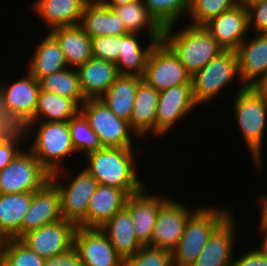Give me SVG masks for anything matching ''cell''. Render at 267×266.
<instances>
[{
	"mask_svg": "<svg viewBox=\"0 0 267 266\" xmlns=\"http://www.w3.org/2000/svg\"><path fill=\"white\" fill-rule=\"evenodd\" d=\"M133 148L103 147L85 156V169L99 185L124 190L128 195L141 191L145 185L137 176L138 163Z\"/></svg>",
	"mask_w": 267,
	"mask_h": 266,
	"instance_id": "6da1fadb",
	"label": "cell"
},
{
	"mask_svg": "<svg viewBox=\"0 0 267 266\" xmlns=\"http://www.w3.org/2000/svg\"><path fill=\"white\" fill-rule=\"evenodd\" d=\"M232 108L242 139L248 146L254 166L262 171V146L267 123V95L256 87L240 86ZM259 167V168H258Z\"/></svg>",
	"mask_w": 267,
	"mask_h": 266,
	"instance_id": "7a4b0ae2",
	"label": "cell"
},
{
	"mask_svg": "<svg viewBox=\"0 0 267 266\" xmlns=\"http://www.w3.org/2000/svg\"><path fill=\"white\" fill-rule=\"evenodd\" d=\"M175 26L176 24L163 28L162 41L178 57L191 76L224 51L204 26L188 24L174 33Z\"/></svg>",
	"mask_w": 267,
	"mask_h": 266,
	"instance_id": "3957f363",
	"label": "cell"
},
{
	"mask_svg": "<svg viewBox=\"0 0 267 266\" xmlns=\"http://www.w3.org/2000/svg\"><path fill=\"white\" fill-rule=\"evenodd\" d=\"M231 215L225 208L200 206L187 220L172 251L173 266H192L214 231Z\"/></svg>",
	"mask_w": 267,
	"mask_h": 266,
	"instance_id": "277c9868",
	"label": "cell"
},
{
	"mask_svg": "<svg viewBox=\"0 0 267 266\" xmlns=\"http://www.w3.org/2000/svg\"><path fill=\"white\" fill-rule=\"evenodd\" d=\"M33 126L38 128L35 129ZM32 129L36 130V133ZM30 131L34 132L36 137L28 149L39 160L41 165L50 174L64 169L62 165L64 159H68V157L76 153L71 142L69 123L31 121L29 122L28 138L31 137Z\"/></svg>",
	"mask_w": 267,
	"mask_h": 266,
	"instance_id": "5b68a950",
	"label": "cell"
},
{
	"mask_svg": "<svg viewBox=\"0 0 267 266\" xmlns=\"http://www.w3.org/2000/svg\"><path fill=\"white\" fill-rule=\"evenodd\" d=\"M235 78H239L242 84L236 51L224 50L191 76L195 103L198 106L209 103L229 87Z\"/></svg>",
	"mask_w": 267,
	"mask_h": 266,
	"instance_id": "8992f818",
	"label": "cell"
},
{
	"mask_svg": "<svg viewBox=\"0 0 267 266\" xmlns=\"http://www.w3.org/2000/svg\"><path fill=\"white\" fill-rule=\"evenodd\" d=\"M62 169L50 175V181L60 194L61 214L64 220L86 228V214L91 196L98 187L97 180L84 168L70 181L63 183L62 177L68 174Z\"/></svg>",
	"mask_w": 267,
	"mask_h": 266,
	"instance_id": "52a82bcc",
	"label": "cell"
},
{
	"mask_svg": "<svg viewBox=\"0 0 267 266\" xmlns=\"http://www.w3.org/2000/svg\"><path fill=\"white\" fill-rule=\"evenodd\" d=\"M80 112L98 135L102 147L133 148L134 138L139 139L129 122L117 117L99 98L87 99Z\"/></svg>",
	"mask_w": 267,
	"mask_h": 266,
	"instance_id": "ba28073f",
	"label": "cell"
},
{
	"mask_svg": "<svg viewBox=\"0 0 267 266\" xmlns=\"http://www.w3.org/2000/svg\"><path fill=\"white\" fill-rule=\"evenodd\" d=\"M50 175L27 148L0 171V194L35 192L50 180Z\"/></svg>",
	"mask_w": 267,
	"mask_h": 266,
	"instance_id": "9c48e42d",
	"label": "cell"
},
{
	"mask_svg": "<svg viewBox=\"0 0 267 266\" xmlns=\"http://www.w3.org/2000/svg\"><path fill=\"white\" fill-rule=\"evenodd\" d=\"M143 80L158 92L179 85H192L191 75L163 41L157 42L150 51Z\"/></svg>",
	"mask_w": 267,
	"mask_h": 266,
	"instance_id": "30bf717a",
	"label": "cell"
},
{
	"mask_svg": "<svg viewBox=\"0 0 267 266\" xmlns=\"http://www.w3.org/2000/svg\"><path fill=\"white\" fill-rule=\"evenodd\" d=\"M76 228L74 223L61 219L28 231L19 240L38 256L50 259L74 245Z\"/></svg>",
	"mask_w": 267,
	"mask_h": 266,
	"instance_id": "8fae6325",
	"label": "cell"
},
{
	"mask_svg": "<svg viewBox=\"0 0 267 266\" xmlns=\"http://www.w3.org/2000/svg\"><path fill=\"white\" fill-rule=\"evenodd\" d=\"M188 208L169 198L159 209L150 246L173 251L180 241L188 218L198 209Z\"/></svg>",
	"mask_w": 267,
	"mask_h": 266,
	"instance_id": "7c38bea8",
	"label": "cell"
},
{
	"mask_svg": "<svg viewBox=\"0 0 267 266\" xmlns=\"http://www.w3.org/2000/svg\"><path fill=\"white\" fill-rule=\"evenodd\" d=\"M198 105L193 98L192 85H179L159 92L155 119V135L164 136L174 124L194 110ZM164 134V135H163Z\"/></svg>",
	"mask_w": 267,
	"mask_h": 266,
	"instance_id": "4fadbf2b",
	"label": "cell"
},
{
	"mask_svg": "<svg viewBox=\"0 0 267 266\" xmlns=\"http://www.w3.org/2000/svg\"><path fill=\"white\" fill-rule=\"evenodd\" d=\"M74 246L83 266H123V258L115 251L101 228L77 226Z\"/></svg>",
	"mask_w": 267,
	"mask_h": 266,
	"instance_id": "5bb4252c",
	"label": "cell"
},
{
	"mask_svg": "<svg viewBox=\"0 0 267 266\" xmlns=\"http://www.w3.org/2000/svg\"><path fill=\"white\" fill-rule=\"evenodd\" d=\"M168 199L165 195L149 194L145 187L129 195L125 209L130 213L135 235L143 246H150L159 209Z\"/></svg>",
	"mask_w": 267,
	"mask_h": 266,
	"instance_id": "9a60e30c",
	"label": "cell"
},
{
	"mask_svg": "<svg viewBox=\"0 0 267 266\" xmlns=\"http://www.w3.org/2000/svg\"><path fill=\"white\" fill-rule=\"evenodd\" d=\"M255 35L253 39L246 38L235 50L245 87H257L267 74V33Z\"/></svg>",
	"mask_w": 267,
	"mask_h": 266,
	"instance_id": "2e32d148",
	"label": "cell"
},
{
	"mask_svg": "<svg viewBox=\"0 0 267 266\" xmlns=\"http://www.w3.org/2000/svg\"><path fill=\"white\" fill-rule=\"evenodd\" d=\"M204 27L224 50H236L248 35L247 8L239 3L210 20Z\"/></svg>",
	"mask_w": 267,
	"mask_h": 266,
	"instance_id": "e0dca14e",
	"label": "cell"
},
{
	"mask_svg": "<svg viewBox=\"0 0 267 266\" xmlns=\"http://www.w3.org/2000/svg\"><path fill=\"white\" fill-rule=\"evenodd\" d=\"M63 219L61 214L60 194L57 187L49 180L41 189L33 192L29 210L23 217L21 236L28 231Z\"/></svg>",
	"mask_w": 267,
	"mask_h": 266,
	"instance_id": "ac0fdd59",
	"label": "cell"
},
{
	"mask_svg": "<svg viewBox=\"0 0 267 266\" xmlns=\"http://www.w3.org/2000/svg\"><path fill=\"white\" fill-rule=\"evenodd\" d=\"M233 218L231 214L214 231L192 266H232L238 234Z\"/></svg>",
	"mask_w": 267,
	"mask_h": 266,
	"instance_id": "d6986e66",
	"label": "cell"
},
{
	"mask_svg": "<svg viewBox=\"0 0 267 266\" xmlns=\"http://www.w3.org/2000/svg\"><path fill=\"white\" fill-rule=\"evenodd\" d=\"M79 25L90 38L128 34L118 14L101 0L86 2Z\"/></svg>",
	"mask_w": 267,
	"mask_h": 266,
	"instance_id": "ffe728a7",
	"label": "cell"
},
{
	"mask_svg": "<svg viewBox=\"0 0 267 266\" xmlns=\"http://www.w3.org/2000/svg\"><path fill=\"white\" fill-rule=\"evenodd\" d=\"M129 195L121 189L98 185L91 196L86 214V228H101L125 208Z\"/></svg>",
	"mask_w": 267,
	"mask_h": 266,
	"instance_id": "44dd1931",
	"label": "cell"
},
{
	"mask_svg": "<svg viewBox=\"0 0 267 266\" xmlns=\"http://www.w3.org/2000/svg\"><path fill=\"white\" fill-rule=\"evenodd\" d=\"M76 70L86 99L100 98L119 76L116 64L94 57Z\"/></svg>",
	"mask_w": 267,
	"mask_h": 266,
	"instance_id": "7402d4cb",
	"label": "cell"
},
{
	"mask_svg": "<svg viewBox=\"0 0 267 266\" xmlns=\"http://www.w3.org/2000/svg\"><path fill=\"white\" fill-rule=\"evenodd\" d=\"M16 81V82H15ZM13 83H1L5 104L19 113L29 123L35 121V112L40 91L39 82L27 71L26 77Z\"/></svg>",
	"mask_w": 267,
	"mask_h": 266,
	"instance_id": "603a6c76",
	"label": "cell"
},
{
	"mask_svg": "<svg viewBox=\"0 0 267 266\" xmlns=\"http://www.w3.org/2000/svg\"><path fill=\"white\" fill-rule=\"evenodd\" d=\"M88 0H35L33 7L49 30L79 25Z\"/></svg>",
	"mask_w": 267,
	"mask_h": 266,
	"instance_id": "cb8c5ba5",
	"label": "cell"
},
{
	"mask_svg": "<svg viewBox=\"0 0 267 266\" xmlns=\"http://www.w3.org/2000/svg\"><path fill=\"white\" fill-rule=\"evenodd\" d=\"M159 92L142 80L137 87L134 107L129 125L137 137H145L151 132L155 136V119Z\"/></svg>",
	"mask_w": 267,
	"mask_h": 266,
	"instance_id": "d4e9b609",
	"label": "cell"
},
{
	"mask_svg": "<svg viewBox=\"0 0 267 266\" xmlns=\"http://www.w3.org/2000/svg\"><path fill=\"white\" fill-rule=\"evenodd\" d=\"M49 33L58 42L70 68H77L93 57L91 38L80 25L58 27Z\"/></svg>",
	"mask_w": 267,
	"mask_h": 266,
	"instance_id": "484cf974",
	"label": "cell"
},
{
	"mask_svg": "<svg viewBox=\"0 0 267 266\" xmlns=\"http://www.w3.org/2000/svg\"><path fill=\"white\" fill-rule=\"evenodd\" d=\"M32 197L33 192L0 194V235L5 240L21 237L22 220Z\"/></svg>",
	"mask_w": 267,
	"mask_h": 266,
	"instance_id": "4316f807",
	"label": "cell"
},
{
	"mask_svg": "<svg viewBox=\"0 0 267 266\" xmlns=\"http://www.w3.org/2000/svg\"><path fill=\"white\" fill-rule=\"evenodd\" d=\"M143 77L119 75L108 90L99 98L120 119L130 121L138 84Z\"/></svg>",
	"mask_w": 267,
	"mask_h": 266,
	"instance_id": "83f0119b",
	"label": "cell"
},
{
	"mask_svg": "<svg viewBox=\"0 0 267 266\" xmlns=\"http://www.w3.org/2000/svg\"><path fill=\"white\" fill-rule=\"evenodd\" d=\"M140 35L126 34L121 35V52L116 62L119 75L144 76L146 63L150 51L157 42L162 39H149L148 45L143 47L139 41Z\"/></svg>",
	"mask_w": 267,
	"mask_h": 266,
	"instance_id": "f1b7e54d",
	"label": "cell"
},
{
	"mask_svg": "<svg viewBox=\"0 0 267 266\" xmlns=\"http://www.w3.org/2000/svg\"><path fill=\"white\" fill-rule=\"evenodd\" d=\"M101 230L123 259L134 255L143 246L135 235L130 213L125 208L117 212Z\"/></svg>",
	"mask_w": 267,
	"mask_h": 266,
	"instance_id": "f546056e",
	"label": "cell"
},
{
	"mask_svg": "<svg viewBox=\"0 0 267 266\" xmlns=\"http://www.w3.org/2000/svg\"><path fill=\"white\" fill-rule=\"evenodd\" d=\"M47 34L37 44L27 70L37 81L69 67L58 42L49 32Z\"/></svg>",
	"mask_w": 267,
	"mask_h": 266,
	"instance_id": "4dcf8cb0",
	"label": "cell"
},
{
	"mask_svg": "<svg viewBox=\"0 0 267 266\" xmlns=\"http://www.w3.org/2000/svg\"><path fill=\"white\" fill-rule=\"evenodd\" d=\"M79 112L80 107L71 98L39 91L35 121L68 122Z\"/></svg>",
	"mask_w": 267,
	"mask_h": 266,
	"instance_id": "1f68e13d",
	"label": "cell"
},
{
	"mask_svg": "<svg viewBox=\"0 0 267 266\" xmlns=\"http://www.w3.org/2000/svg\"><path fill=\"white\" fill-rule=\"evenodd\" d=\"M112 9L121 18L127 33L139 35L147 28L149 39H162L163 29L149 15L142 0L114 6Z\"/></svg>",
	"mask_w": 267,
	"mask_h": 266,
	"instance_id": "d6a6232c",
	"label": "cell"
},
{
	"mask_svg": "<svg viewBox=\"0 0 267 266\" xmlns=\"http://www.w3.org/2000/svg\"><path fill=\"white\" fill-rule=\"evenodd\" d=\"M38 82L40 90L71 98L79 107L87 100L82 94L76 68L68 67L45 76Z\"/></svg>",
	"mask_w": 267,
	"mask_h": 266,
	"instance_id": "836d02e7",
	"label": "cell"
},
{
	"mask_svg": "<svg viewBox=\"0 0 267 266\" xmlns=\"http://www.w3.org/2000/svg\"><path fill=\"white\" fill-rule=\"evenodd\" d=\"M147 12L163 29L178 24L188 12V0H142Z\"/></svg>",
	"mask_w": 267,
	"mask_h": 266,
	"instance_id": "e575fe53",
	"label": "cell"
},
{
	"mask_svg": "<svg viewBox=\"0 0 267 266\" xmlns=\"http://www.w3.org/2000/svg\"><path fill=\"white\" fill-rule=\"evenodd\" d=\"M71 142L76 153H82L84 157L102 147L98 135L91 129L88 120L79 112L69 121Z\"/></svg>",
	"mask_w": 267,
	"mask_h": 266,
	"instance_id": "d590c367",
	"label": "cell"
},
{
	"mask_svg": "<svg viewBox=\"0 0 267 266\" xmlns=\"http://www.w3.org/2000/svg\"><path fill=\"white\" fill-rule=\"evenodd\" d=\"M239 0H188V12L192 19L189 24L204 26L222 12L234 8Z\"/></svg>",
	"mask_w": 267,
	"mask_h": 266,
	"instance_id": "8d00e7d4",
	"label": "cell"
},
{
	"mask_svg": "<svg viewBox=\"0 0 267 266\" xmlns=\"http://www.w3.org/2000/svg\"><path fill=\"white\" fill-rule=\"evenodd\" d=\"M45 259L30 250L19 239L4 240L0 266H43Z\"/></svg>",
	"mask_w": 267,
	"mask_h": 266,
	"instance_id": "74e56055",
	"label": "cell"
},
{
	"mask_svg": "<svg viewBox=\"0 0 267 266\" xmlns=\"http://www.w3.org/2000/svg\"><path fill=\"white\" fill-rule=\"evenodd\" d=\"M3 118L4 125L0 129V143L12 145L24 151V148L20 145L22 144L24 146V142L26 143L29 140V123L19 113L13 110Z\"/></svg>",
	"mask_w": 267,
	"mask_h": 266,
	"instance_id": "f35d334b",
	"label": "cell"
},
{
	"mask_svg": "<svg viewBox=\"0 0 267 266\" xmlns=\"http://www.w3.org/2000/svg\"><path fill=\"white\" fill-rule=\"evenodd\" d=\"M123 266H173L172 252L151 246H142L134 255L123 259Z\"/></svg>",
	"mask_w": 267,
	"mask_h": 266,
	"instance_id": "ab89813d",
	"label": "cell"
},
{
	"mask_svg": "<svg viewBox=\"0 0 267 266\" xmlns=\"http://www.w3.org/2000/svg\"><path fill=\"white\" fill-rule=\"evenodd\" d=\"M91 47L94 58L116 64L121 52V35L91 38Z\"/></svg>",
	"mask_w": 267,
	"mask_h": 266,
	"instance_id": "60d3db41",
	"label": "cell"
},
{
	"mask_svg": "<svg viewBox=\"0 0 267 266\" xmlns=\"http://www.w3.org/2000/svg\"><path fill=\"white\" fill-rule=\"evenodd\" d=\"M248 28L255 33H267V0H258L246 6Z\"/></svg>",
	"mask_w": 267,
	"mask_h": 266,
	"instance_id": "b9f144b4",
	"label": "cell"
},
{
	"mask_svg": "<svg viewBox=\"0 0 267 266\" xmlns=\"http://www.w3.org/2000/svg\"><path fill=\"white\" fill-rule=\"evenodd\" d=\"M43 266H83V264L77 248L73 245L67 251L45 259Z\"/></svg>",
	"mask_w": 267,
	"mask_h": 266,
	"instance_id": "7bdbcfd3",
	"label": "cell"
},
{
	"mask_svg": "<svg viewBox=\"0 0 267 266\" xmlns=\"http://www.w3.org/2000/svg\"><path fill=\"white\" fill-rule=\"evenodd\" d=\"M253 249L239 256V259L233 258L232 266H267V256L261 254L256 248Z\"/></svg>",
	"mask_w": 267,
	"mask_h": 266,
	"instance_id": "ee69618b",
	"label": "cell"
},
{
	"mask_svg": "<svg viewBox=\"0 0 267 266\" xmlns=\"http://www.w3.org/2000/svg\"><path fill=\"white\" fill-rule=\"evenodd\" d=\"M21 152L18 147L0 143V171Z\"/></svg>",
	"mask_w": 267,
	"mask_h": 266,
	"instance_id": "f6af8a7d",
	"label": "cell"
},
{
	"mask_svg": "<svg viewBox=\"0 0 267 266\" xmlns=\"http://www.w3.org/2000/svg\"><path fill=\"white\" fill-rule=\"evenodd\" d=\"M259 205L262 208L260 212L259 230H267V195L260 197Z\"/></svg>",
	"mask_w": 267,
	"mask_h": 266,
	"instance_id": "bcb514c9",
	"label": "cell"
},
{
	"mask_svg": "<svg viewBox=\"0 0 267 266\" xmlns=\"http://www.w3.org/2000/svg\"><path fill=\"white\" fill-rule=\"evenodd\" d=\"M12 111V109L5 104V99H4V94H3V90L0 84V129L3 127L4 125V116L8 113H10Z\"/></svg>",
	"mask_w": 267,
	"mask_h": 266,
	"instance_id": "7dc6e473",
	"label": "cell"
},
{
	"mask_svg": "<svg viewBox=\"0 0 267 266\" xmlns=\"http://www.w3.org/2000/svg\"><path fill=\"white\" fill-rule=\"evenodd\" d=\"M105 5L113 8L114 6H120L128 3H132L138 0H101Z\"/></svg>",
	"mask_w": 267,
	"mask_h": 266,
	"instance_id": "c3c4849f",
	"label": "cell"
},
{
	"mask_svg": "<svg viewBox=\"0 0 267 266\" xmlns=\"http://www.w3.org/2000/svg\"><path fill=\"white\" fill-rule=\"evenodd\" d=\"M262 231V232H261ZM261 234L263 235V240H261L260 247L257 248V250L263 254L264 256H267V230H260Z\"/></svg>",
	"mask_w": 267,
	"mask_h": 266,
	"instance_id": "681fc988",
	"label": "cell"
},
{
	"mask_svg": "<svg viewBox=\"0 0 267 266\" xmlns=\"http://www.w3.org/2000/svg\"><path fill=\"white\" fill-rule=\"evenodd\" d=\"M261 93L267 95V74L264 77V79L259 83V85L256 87Z\"/></svg>",
	"mask_w": 267,
	"mask_h": 266,
	"instance_id": "f907efd6",
	"label": "cell"
},
{
	"mask_svg": "<svg viewBox=\"0 0 267 266\" xmlns=\"http://www.w3.org/2000/svg\"><path fill=\"white\" fill-rule=\"evenodd\" d=\"M255 1H258V0H239V3L243 4L246 7L248 4L255 2Z\"/></svg>",
	"mask_w": 267,
	"mask_h": 266,
	"instance_id": "816d5d0a",
	"label": "cell"
},
{
	"mask_svg": "<svg viewBox=\"0 0 267 266\" xmlns=\"http://www.w3.org/2000/svg\"><path fill=\"white\" fill-rule=\"evenodd\" d=\"M4 240L5 239L0 235V257H1V252H2V247H3Z\"/></svg>",
	"mask_w": 267,
	"mask_h": 266,
	"instance_id": "f5cc1de1",
	"label": "cell"
}]
</instances>
